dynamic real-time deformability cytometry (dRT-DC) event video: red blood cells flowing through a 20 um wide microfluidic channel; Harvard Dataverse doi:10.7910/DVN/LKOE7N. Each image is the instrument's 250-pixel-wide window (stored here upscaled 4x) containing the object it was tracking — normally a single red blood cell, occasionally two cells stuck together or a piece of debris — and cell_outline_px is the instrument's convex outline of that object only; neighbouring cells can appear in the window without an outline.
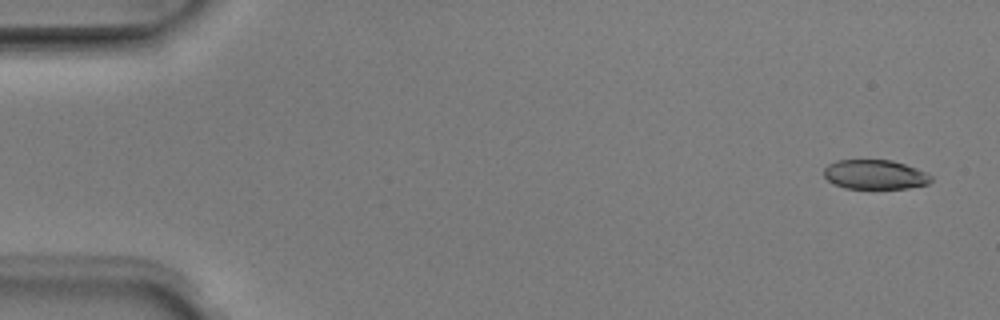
{"species": "Egyptian fruit bat (a non-hibernating species)", "species_latin": "Rousettus aegyptiacus", "temperature_condition": "room temperature", "stored_images_in_passage": 5, "camera_frame_rate_fps": 3000, "um_per_image_px": 0.085, "animal": {"sex": "male"}, "frame": {"image": 1, "passage_image": 1, "time_ms": 0.0, "image_size_px": [1000, 320], "cell_outline_px": [[932, 180], [928, 184], [908, 188], [844, 188], [832, 184], [824, 176], [824, 168], [828, 164], [836, 160], [892, 160], [916, 168], [932, 176]], "centroid_in_image_um": [74.34, 14.84], "position_along_channel_um": 10.7, "area_um2": 18.38}}